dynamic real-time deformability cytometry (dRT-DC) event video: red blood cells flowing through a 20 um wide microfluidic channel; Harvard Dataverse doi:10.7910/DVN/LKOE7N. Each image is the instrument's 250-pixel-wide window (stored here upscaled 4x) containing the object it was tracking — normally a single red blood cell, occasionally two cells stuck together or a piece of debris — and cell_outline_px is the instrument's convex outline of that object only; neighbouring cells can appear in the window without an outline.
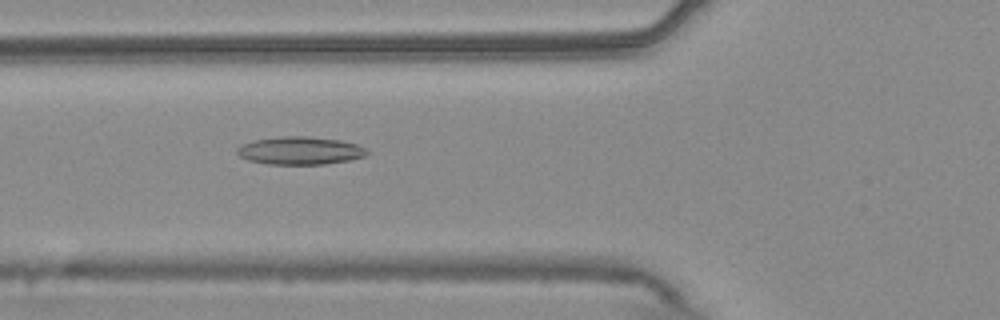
{"species": "common noctule bat (a hibernating species)", "species_latin": "Nyctalus noctula", "temperature_condition": "warm", "stored_images_in_passage": 39, "camera_frame_rate_fps": 3000, "um_per_image_px": 0.085, "animal": {"sex": "male", "body_mass_g": 20.4}, "frame": {"image": 1, "passage_image": 18, "time_ms": 5.667, "image_size_px": [1000, 320], "cell_outline_px": [[368, 152], [364, 156], [348, 160], [324, 164], [268, 164], [248, 160], [240, 156], [236, 152], [236, 148], [240, 144], [252, 140], [280, 136], [304, 136], [340, 140], [356, 144], [364, 148]], "centroid_in_image_um": [25.43, 12.79], "position_along_channel_um": 100.4, "area_um2": 21.04}}
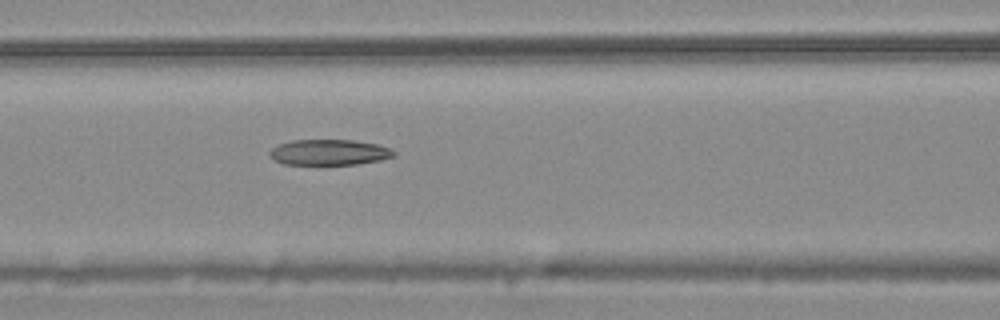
{"frame": {"image": 2, "passage_image": 21, "time_ms": 6.667, "image_size_px": [1000, 320], "cell_outline_px": [[396, 156], [380, 160], [356, 164], [284, 164], [272, 160], [268, 152], [272, 148], [280, 144], [292, 140], [352, 140], [376, 144], [388, 148], [396, 152]], "centroid_in_image_um": [27.96, 12.95], "position_along_channel_um": 138.6, "area_um2": 18.5}}
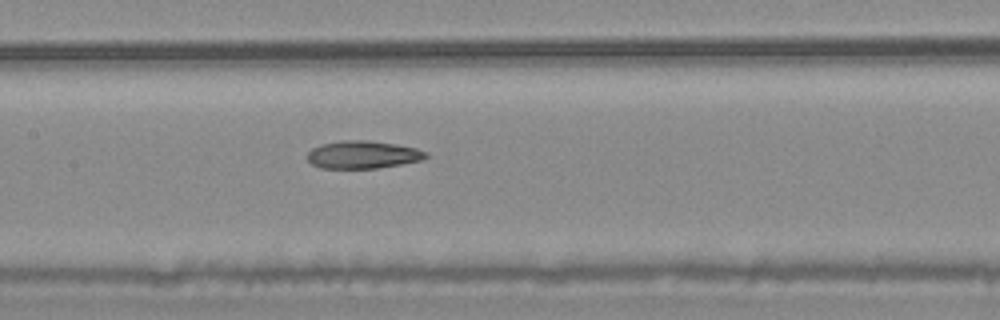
{"frame": {"image": 3, "passage_image": 24, "time_ms": 7.667, "image_size_px": [1000, 320], "cell_outline_px": [[428, 156], [424, 160], [376, 168], [320, 168], [312, 164], [308, 160], [308, 152], [312, 148], [320, 144], [344, 140], [368, 140], [396, 144], [416, 148], [424, 152]], "centroid_in_image_um": [30.82, 13.14], "position_along_channel_um": 176.6, "area_um2": 19.07}}